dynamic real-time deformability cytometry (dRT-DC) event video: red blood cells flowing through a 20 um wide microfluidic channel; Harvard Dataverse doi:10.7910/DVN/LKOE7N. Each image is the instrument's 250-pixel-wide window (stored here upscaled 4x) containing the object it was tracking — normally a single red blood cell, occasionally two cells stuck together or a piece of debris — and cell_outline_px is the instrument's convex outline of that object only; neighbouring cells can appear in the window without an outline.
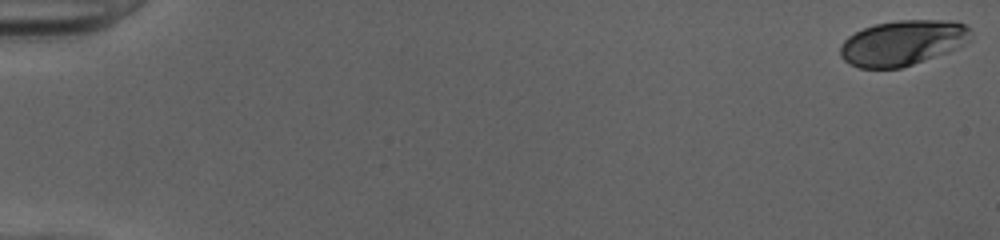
{"species": "human", "species_latin": "Homo sapiens", "temperature_condition": "cold", "stored_images_in_passage": 52, "camera_frame_rate_fps": 3000, "um_per_image_px": 0.085, "donor": {"sex": "female"}, "frame": {"image": 1, "passage_image": 1, "time_ms": 0.0, "image_size_px": [1000, 240], "cell_outline_px": [[968, 40], [964, 44], [948, 52], [900, 68], [860, 68], [848, 64], [840, 56], [840, 44], [848, 36], [864, 28], [876, 24], [900, 20], [956, 20], [964, 24], [968, 28]], "centroid_in_image_um": [76.68, 3.64], "position_along_channel_um": 8.3, "area_um2": 34.22}}
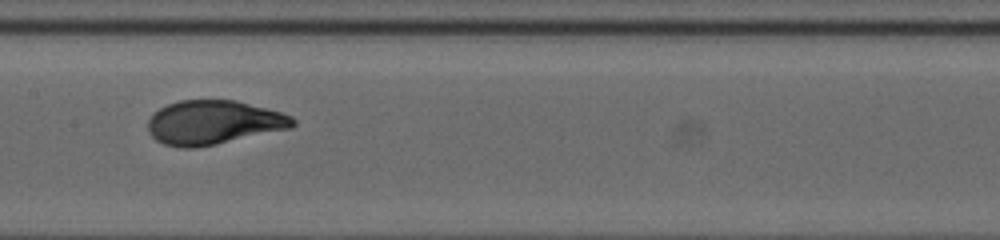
{"frame": {"image": 2, "passage_image": 28, "time_ms": 9.0, "image_size_px": [1000, 240], "cell_outline_px": [[296, 124], [292, 128], [216, 144], [196, 148], [180, 148], [164, 144], [156, 140], [148, 132], [148, 120], [152, 112], [168, 104], [180, 100], [236, 100], [280, 112], [292, 116], [296, 120]], "centroid_in_image_um": [18.13, 10.41], "position_along_channel_um": 189.3, "area_um2": 37.34}}
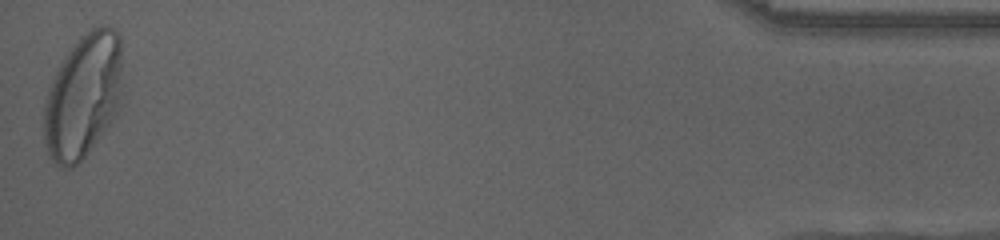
{"frame": {"image": 3, "passage_image": 52, "time_ms": 17.0, "image_size_px": [1000, 240], "cell_outline_px": [[124, 104], [116, 116], [88, 152], [72, 168], [60, 168], [52, 160], [44, 144], [44, 104], [48, 88], [68, 48], [88, 28], [100, 24], [108, 24], [120, 36]], "centroid_in_image_um": [7.11, 8.12], "position_along_channel_um": 428.1, "area_um2": 58.44}, "authors_computed_cell_mechanics": {"area_um2": 36.7319, "velocity_mm_per_s": 4.0155, "shape_relaxation_time_tau1_ms": 4.7691, "shape_relaxation_time_tau2_ms": null, "deformation_change_tau1": 0.2194, "deformation_change_tau2": null}}